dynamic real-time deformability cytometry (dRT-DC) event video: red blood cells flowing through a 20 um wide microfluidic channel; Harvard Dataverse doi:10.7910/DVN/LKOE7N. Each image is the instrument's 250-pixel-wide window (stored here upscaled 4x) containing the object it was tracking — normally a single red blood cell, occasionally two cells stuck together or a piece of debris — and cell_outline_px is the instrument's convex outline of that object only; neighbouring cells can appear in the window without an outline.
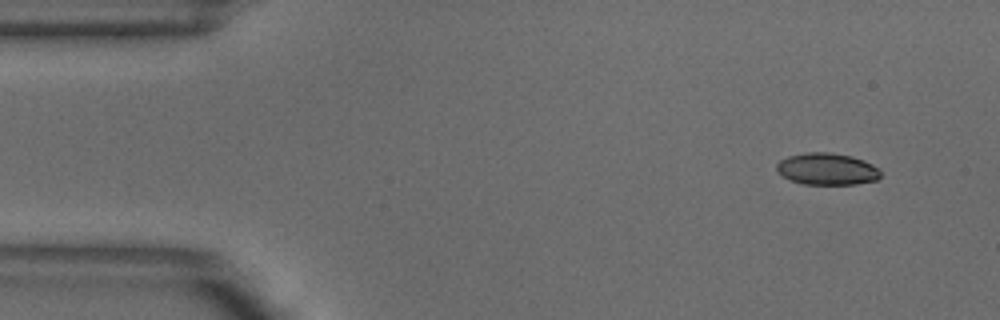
{"species": "common noctule bat (a hibernating species)", "species_latin": "Nyctalus noctula", "temperature_condition": "warm", "stored_images_in_passage": 4, "camera_frame_rate_fps": 3000, "um_per_image_px": 0.085, "animal": {"sex": "male", "body_mass_g": 18.8}, "frame": {"image": 1, "passage_image": 1, "time_ms": 0.0, "image_size_px": [1000, 320], "cell_outline_px": [[880, 176], [876, 180], [856, 184], [804, 184], [792, 180], [784, 176], [776, 168], [776, 164], [780, 160], [788, 156], [808, 152], [828, 152], [852, 156], [864, 160], [880, 168]], "centroid_in_image_um": [70.33, 14.36], "position_along_channel_um": 14.7, "area_um2": 19.19}}
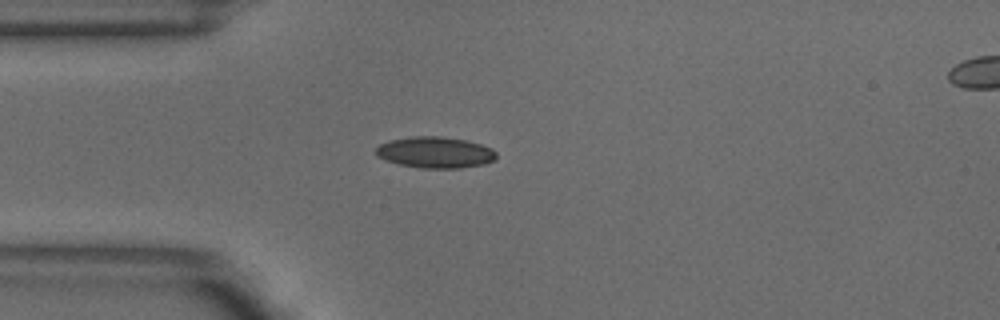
{"frame": {"image": 2, "passage_image": 3, "time_ms": 0.667, "image_size_px": [1000, 320], "cell_outline_px": [[496, 156], [492, 160], [484, 164], [460, 168], [420, 168], [400, 164], [376, 156], [376, 148], [380, 144], [388, 140], [412, 136], [440, 136], [464, 140], [480, 144], [492, 148], [496, 152]], "centroid_in_image_um": [36.97, 12.95], "position_along_channel_um": 48.0, "area_um2": 21.79}}